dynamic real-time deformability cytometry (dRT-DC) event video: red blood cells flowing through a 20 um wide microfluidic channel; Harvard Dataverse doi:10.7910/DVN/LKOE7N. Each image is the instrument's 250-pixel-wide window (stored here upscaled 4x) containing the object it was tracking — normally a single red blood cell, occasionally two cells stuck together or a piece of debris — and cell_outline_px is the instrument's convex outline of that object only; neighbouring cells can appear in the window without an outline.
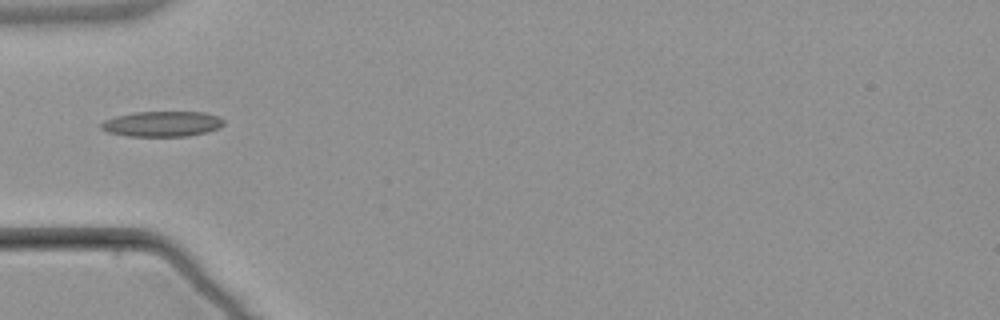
{"species": "common noctule bat (a hibernating species)", "species_latin": "Nyctalus noctula", "temperature_condition": "warm", "stored_images_in_passage": 6, "camera_frame_rate_fps": 3000, "um_per_image_px": 0.085, "animal": {"sex": "male", "body_mass_g": 21.5, "forearm_length_mm": 52.0}, "frame": {"image": 1, "passage_image": 5, "time_ms": 5.0, "image_size_px": [1000, 320], "cell_outline_px": [[224, 124], [220, 128], [208, 132], [188, 136], [128, 136], [108, 132], [100, 128], [100, 124], [104, 120], [116, 116], [136, 112], [204, 112], [216, 116], [224, 120]], "centroid_in_image_um": [13.79, 10.53], "position_along_channel_um": 71.2, "area_um2": 18.15}}
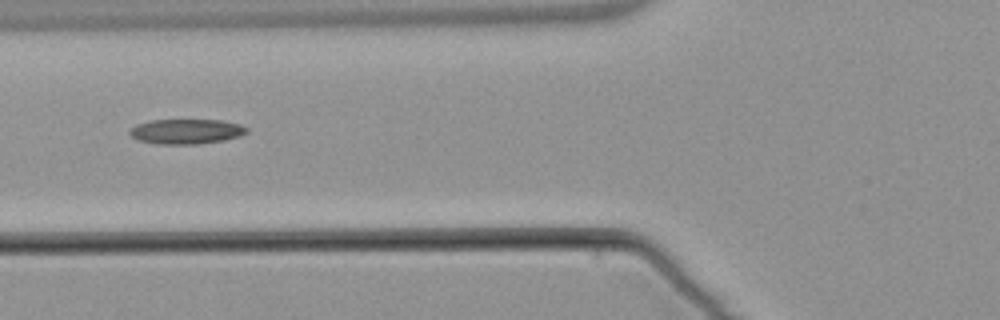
{"frame": {"image": 2, "passage_image": 6, "time_ms": 6.0, "image_size_px": [1000, 320], "cell_outline_px": [[248, 132], [240, 136], [224, 140], [200, 144], [160, 144], [140, 140], [132, 136], [128, 132], [136, 124], [152, 120], [220, 120], [240, 124], [248, 128]], "centroid_in_image_um": [15.87, 11.17], "position_along_channel_um": 109.9, "area_um2": 16.94}}